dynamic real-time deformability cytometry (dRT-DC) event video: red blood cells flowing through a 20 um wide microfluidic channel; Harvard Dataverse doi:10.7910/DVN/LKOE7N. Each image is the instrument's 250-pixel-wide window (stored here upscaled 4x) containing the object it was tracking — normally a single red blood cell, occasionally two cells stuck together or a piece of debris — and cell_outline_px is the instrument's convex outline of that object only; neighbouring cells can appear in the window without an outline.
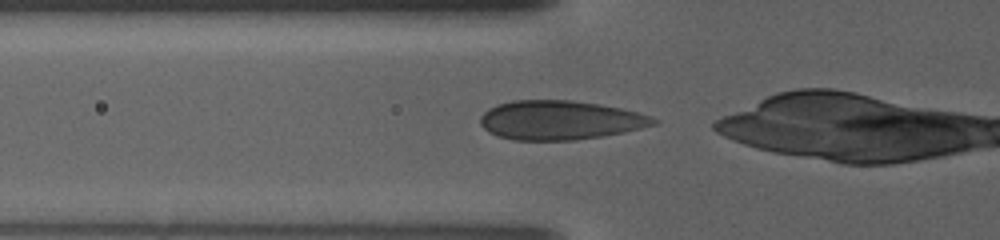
{"species": "human", "species_latin": "Homo sapiens", "temperature_condition": "warm", "stored_images_in_passage": 50, "camera_frame_rate_fps": 3000, "um_per_image_px": 0.085, "donor": {"sex": "female"}, "frame": {"image": 1, "passage_image": 2, "time_ms": 0.333, "image_size_px": [1000, 240], "cell_outline_px": [[660, 120], [656, 124], [624, 132], [604, 136], [576, 140], [512, 140], [496, 136], [488, 132], [480, 124], [480, 116], [488, 108], [496, 104], [512, 100], [572, 100], [620, 108], [636, 112]], "centroid_in_image_um": [47.54, 10.22], "position_along_channel_um": 78.3, "area_um2": 39.59}}
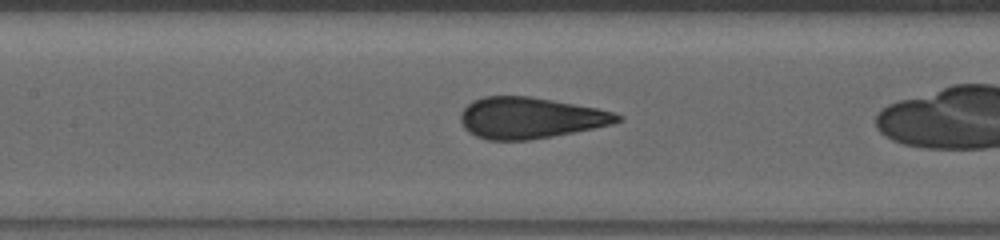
{"frame": {"image": 2, "passage_image": 15, "time_ms": 4.667, "image_size_px": [1000, 240], "cell_outline_px": [[624, 120], [612, 124], [552, 136], [528, 140], [488, 140], [476, 136], [468, 132], [464, 128], [460, 120], [460, 112], [472, 100], [484, 96], [532, 96], [596, 108], [616, 112], [624, 116]], "centroid_in_image_um": [45.06, 10.01], "position_along_channel_um": 162.3, "area_um2": 37.74}}
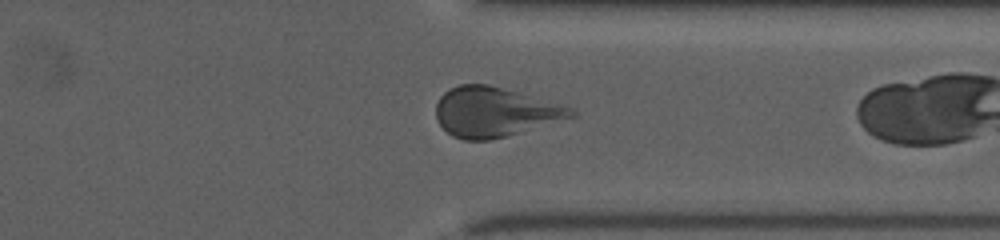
{"frame": {"image": 3, "passage_image": 47, "time_ms": 15.333, "image_size_px": [1000, 240], "cell_outline_px": [[576, 116], [508, 136], [488, 140], [464, 140], [452, 136], [436, 120], [436, 104], [440, 96], [448, 88], [460, 84], [488, 84], [568, 104], [576, 112]], "centroid_in_image_um": [42.09, 9.5], "position_along_channel_um": 369.3, "area_um2": 39.65}}